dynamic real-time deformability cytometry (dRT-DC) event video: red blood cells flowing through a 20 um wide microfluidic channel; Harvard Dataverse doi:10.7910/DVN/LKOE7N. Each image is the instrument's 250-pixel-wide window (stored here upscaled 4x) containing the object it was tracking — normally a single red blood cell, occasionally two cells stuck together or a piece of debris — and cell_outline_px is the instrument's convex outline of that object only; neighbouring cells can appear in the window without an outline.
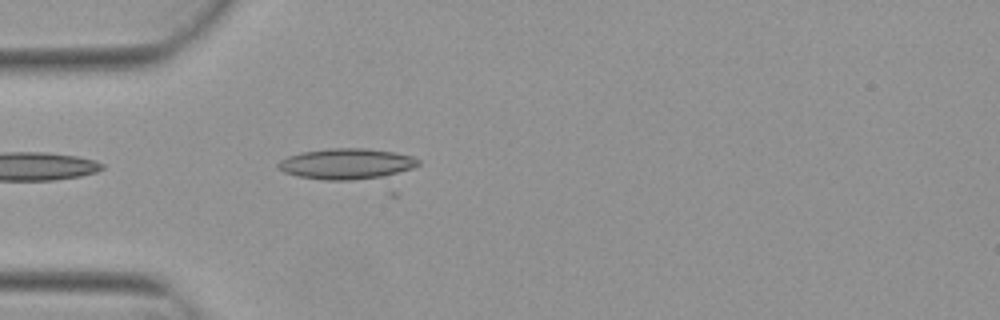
{"species": "Egyptian fruit bat (a non-hibernating species)", "species_latin": "Rousettus aegyptiacus", "temperature_condition": "warm", "stored_images_in_passage": 3, "camera_frame_rate_fps": 3000, "um_per_image_px": 0.085, "animal": {"sex": "female"}, "frame": {"image": 1, "passage_image": 3, "time_ms": 0.667, "image_size_px": [1000, 320], "cell_outline_px": [[420, 164], [412, 168], [388, 176], [352, 180], [324, 180], [300, 176], [284, 172], [276, 168], [276, 164], [280, 160], [288, 156], [300, 152], [328, 148], [364, 148], [392, 152], [412, 156], [420, 160]], "centroid_in_image_um": [29.43, 13.92], "position_along_channel_um": 55.6, "area_um2": 25.2}}